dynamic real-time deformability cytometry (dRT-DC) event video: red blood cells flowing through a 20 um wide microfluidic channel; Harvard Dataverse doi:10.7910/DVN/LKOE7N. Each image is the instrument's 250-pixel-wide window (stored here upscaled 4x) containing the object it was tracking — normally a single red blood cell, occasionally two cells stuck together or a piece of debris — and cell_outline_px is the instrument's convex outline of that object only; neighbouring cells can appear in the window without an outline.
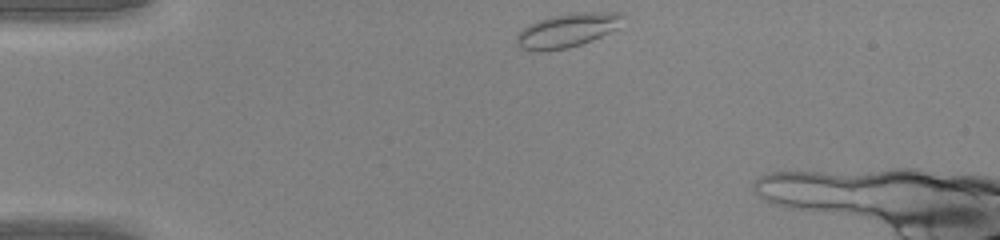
{"species": "common noctule bat (a hibernating species)", "species_latin": "Nyctalus noctula", "temperature_condition": "warm", "stored_images_in_passage": 33, "camera_frame_rate_fps": 3000, "um_per_image_px": 0.085, "animal": {"sex": "male", "body_mass_g": 20.0, "forearm_length_mm": 53.3}, "frame": {"image": 1, "passage_image": 1, "time_ms": 0.0, "image_size_px": [1000, 240], "cell_outline_px": [[624, 16], [616, 28], [592, 40], [568, 48], [540, 52], [536, 52], [520, 48], [516, 44], [516, 36], [528, 24], [536, 20], [552, 16], [576, 12], [620, 12]], "centroid_in_image_um": [48.15, 2.58], "position_along_channel_um": 36.8, "area_um2": 20.92}}
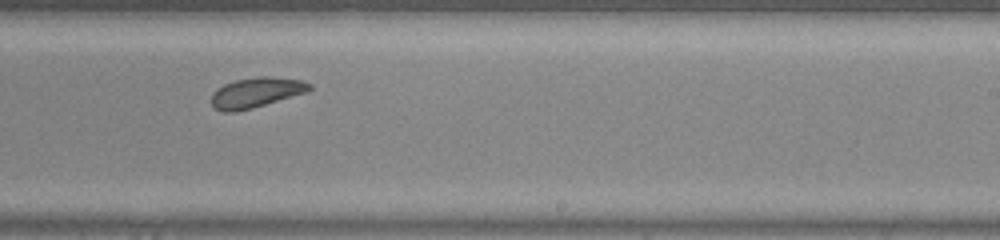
{"frame": {"image": 2, "passage_image": 20, "time_ms": 6.333, "image_size_px": [1000, 240], "cell_outline_px": [[312, 88], [308, 92], [252, 108], [236, 112], [224, 112], [216, 108], [212, 104], [212, 92], [216, 88], [224, 84], [236, 80], [260, 76], [268, 76], [300, 80], [312, 84]], "centroid_in_image_um": [21.77, 7.86], "position_along_channel_um": 267.2, "area_um2": 17.17}}
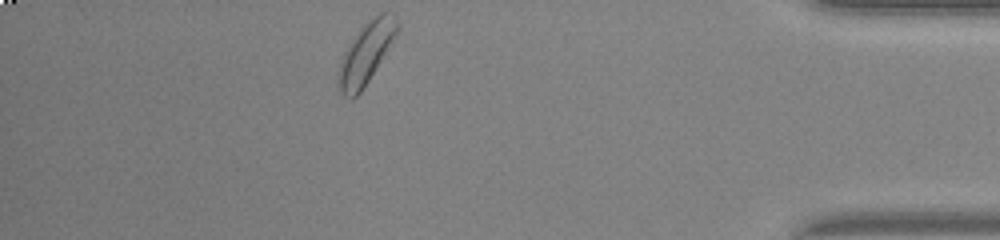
{"frame": {"image": 3, "passage_image": 32, "time_ms": 10.333, "image_size_px": [1000, 240], "cell_outline_px": [[400, 28], [396, 36], [368, 80], [360, 92], [352, 100], [344, 96], [340, 92], [336, 84], [336, 80], [340, 64], [344, 52], [360, 28], [372, 16], [380, 12], [384, 12], [396, 16], [400, 24]], "centroid_in_image_um": [31.11, 4.51], "position_along_channel_um": 404.1, "area_um2": 20.87}}